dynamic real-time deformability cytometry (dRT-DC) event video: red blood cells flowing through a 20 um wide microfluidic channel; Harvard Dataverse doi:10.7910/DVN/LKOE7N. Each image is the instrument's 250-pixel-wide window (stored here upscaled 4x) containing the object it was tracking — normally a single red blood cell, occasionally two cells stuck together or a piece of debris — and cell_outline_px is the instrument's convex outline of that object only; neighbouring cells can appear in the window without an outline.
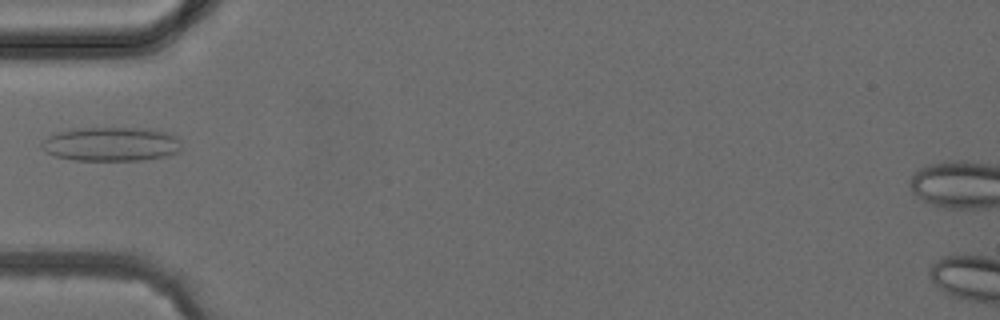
{"species": "common noctule bat (a hibernating species)", "species_latin": "Nyctalus noctula", "temperature_condition": "cold", "stored_images_in_passage": 5, "camera_frame_rate_fps": 3000, "um_per_image_px": 0.085, "animal": {"sex": "female", "body_mass_g": 24.6, "forearm_length_mm": 56.2}, "frame": {"image": 1, "passage_image": 5, "time_ms": 4.667, "image_size_px": [1000, 320], "cell_outline_px": [[180, 152], [168, 156], [140, 160], [72, 160], [56, 156], [40, 148], [40, 144], [48, 136], [56, 132], [72, 128], [148, 128], [168, 132], [176, 136], [180, 140]], "centroid_in_image_um": [9.46, 12.24], "position_along_channel_um": 75.5, "area_um2": 28.09}}